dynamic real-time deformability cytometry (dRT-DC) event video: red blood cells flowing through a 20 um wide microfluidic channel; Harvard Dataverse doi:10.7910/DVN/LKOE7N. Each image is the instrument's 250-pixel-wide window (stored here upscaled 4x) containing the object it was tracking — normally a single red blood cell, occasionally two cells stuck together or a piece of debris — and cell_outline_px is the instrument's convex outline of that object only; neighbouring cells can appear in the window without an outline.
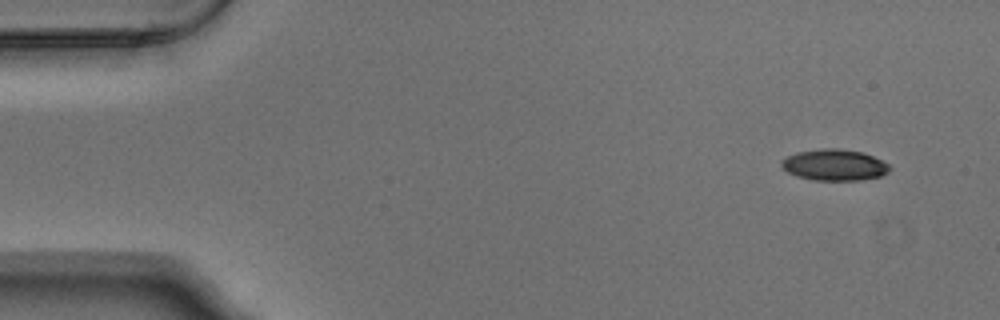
{"species": "Egyptian fruit bat (a non-hibernating species)", "species_latin": "Rousettus aegyptiacus", "temperature_condition": "warm", "stored_images_in_passage": 4, "camera_frame_rate_fps": 3000, "um_per_image_px": 0.085, "animal": {"sex": "male"}, "frame": {"image": 1, "passage_image": 1, "time_ms": 0.0, "image_size_px": [1000, 320], "cell_outline_px": [[892, 168], [888, 172], [880, 176], [860, 180], [816, 180], [796, 176], [788, 172], [780, 164], [780, 160], [796, 152], [820, 148], [840, 148], [864, 152], [888, 164]], "centroid_in_image_um": [70.92, 14.01], "position_along_channel_um": 14.1, "area_um2": 19.77}}
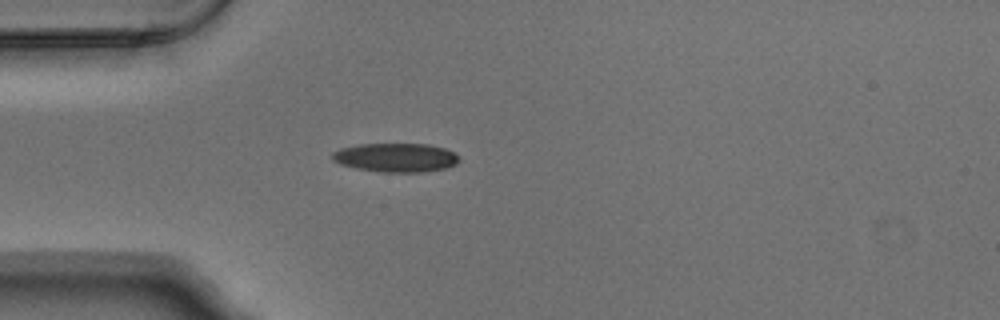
{"frame": {"image": 2, "passage_image": 4, "time_ms": 1.0, "image_size_px": [1000, 320], "cell_outline_px": [[460, 160], [456, 164], [444, 168], [420, 172], [380, 172], [356, 168], [340, 164], [332, 160], [332, 152], [340, 148], [360, 144], [428, 144], [444, 148], [460, 156]], "centroid_in_image_um": [33.63, 13.39], "position_along_channel_um": 51.4, "area_um2": 21.33}}